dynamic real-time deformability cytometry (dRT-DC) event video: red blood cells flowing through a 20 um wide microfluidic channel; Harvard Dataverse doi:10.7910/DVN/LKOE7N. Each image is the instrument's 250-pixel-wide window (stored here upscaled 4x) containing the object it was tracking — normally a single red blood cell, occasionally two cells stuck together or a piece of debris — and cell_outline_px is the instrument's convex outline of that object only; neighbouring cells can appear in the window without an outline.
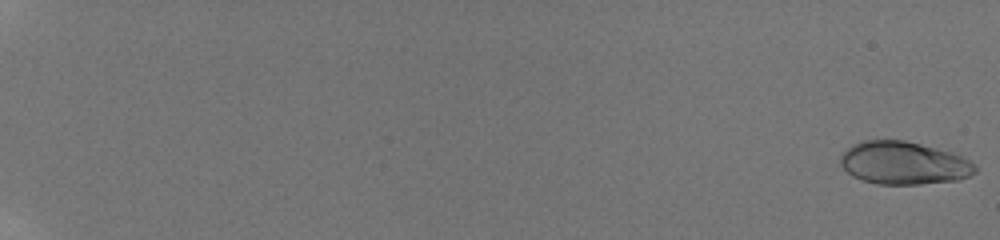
{"species": "human", "species_latin": "Homo sapiens", "temperature_condition": "room temperature", "stored_images_in_passage": 24, "camera_frame_rate_fps": 3000, "um_per_image_px": 0.085, "donor": {"sex": "male"}, "frame": {"image": 1, "passage_image": 1, "time_ms": 0.0, "image_size_px": [1000, 240], "cell_outline_px": [[976, 172], [968, 176], [956, 180], [920, 184], [876, 184], [860, 180], [852, 176], [840, 164], [840, 156], [852, 144], [864, 140], [904, 140], [952, 152], [968, 160], [976, 168]], "centroid_in_image_um": [76.77, 13.86], "position_along_channel_um": 8.2, "area_um2": 33.47}}
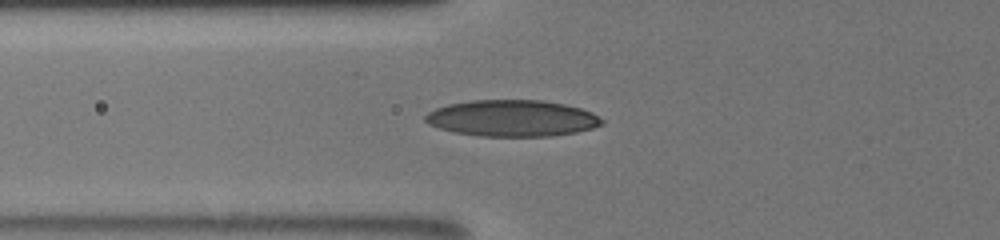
{"frame": {"image": 2, "passage_image": 21, "time_ms": 8.333, "image_size_px": [1000, 240], "cell_outline_px": [[604, 124], [592, 128], [576, 132], [552, 136], [480, 136], [456, 132], [440, 128], [428, 124], [424, 120], [424, 116], [428, 112], [436, 108], [448, 104], [472, 100], [544, 100], [564, 104], [580, 108], [592, 112], [604, 120]], "centroid_in_image_um": [43.54, 10.04], "position_along_channel_um": 82.3, "area_um2": 37.51}}
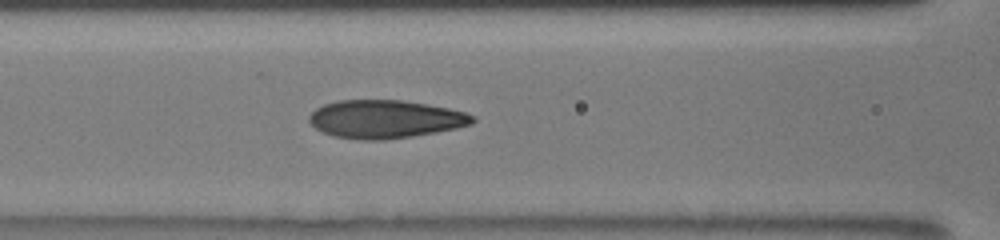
{"frame": {"image": 3, "passage_image": 24, "time_ms": 9.667, "image_size_px": [1000, 240], "cell_outline_px": [[476, 120], [472, 124], [456, 128], [436, 132], [412, 136], [384, 140], [360, 140], [332, 136], [316, 128], [308, 120], [308, 116], [316, 108], [324, 104], [336, 100], [400, 100], [428, 104], [468, 112], [476, 116]], "centroid_in_image_um": [32.76, 10.12], "position_along_channel_um": 133.8, "area_um2": 36.53}}